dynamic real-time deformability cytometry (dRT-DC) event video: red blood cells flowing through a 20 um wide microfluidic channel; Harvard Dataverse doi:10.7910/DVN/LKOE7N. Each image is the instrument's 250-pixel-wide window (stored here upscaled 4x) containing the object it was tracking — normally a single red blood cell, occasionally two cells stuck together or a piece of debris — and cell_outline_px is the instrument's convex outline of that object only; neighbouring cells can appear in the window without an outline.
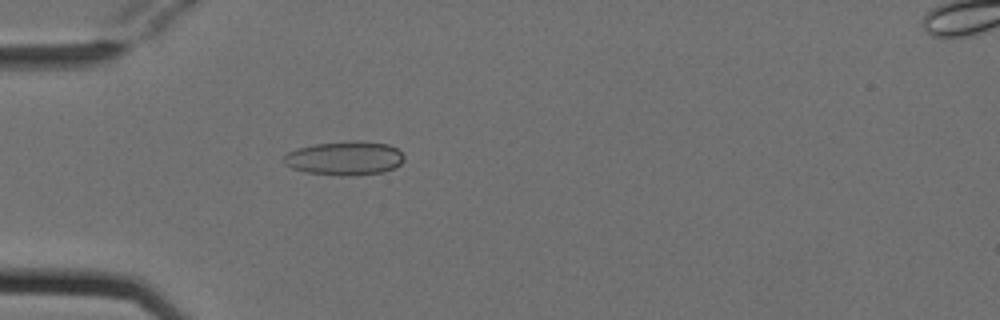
{"species": "Egyptian fruit bat (a non-hibernating species)", "species_latin": "Rousettus aegyptiacus", "temperature_condition": "cold", "stored_images_in_passage": 2, "camera_frame_rate_fps": 3000, "um_per_image_px": 0.085, "animal": {"sex": "female"}, "frame": {"image": 1, "passage_image": 2, "time_ms": 0.333, "image_size_px": [1000, 320], "cell_outline_px": [[404, 160], [400, 164], [384, 172], [352, 176], [340, 176], [308, 172], [292, 168], [284, 164], [284, 156], [288, 152], [296, 148], [316, 144], [356, 140], [388, 144], [396, 148], [404, 156]], "centroid_in_image_um": [29.3, 13.45], "position_along_channel_um": 55.7, "area_um2": 23.76}}